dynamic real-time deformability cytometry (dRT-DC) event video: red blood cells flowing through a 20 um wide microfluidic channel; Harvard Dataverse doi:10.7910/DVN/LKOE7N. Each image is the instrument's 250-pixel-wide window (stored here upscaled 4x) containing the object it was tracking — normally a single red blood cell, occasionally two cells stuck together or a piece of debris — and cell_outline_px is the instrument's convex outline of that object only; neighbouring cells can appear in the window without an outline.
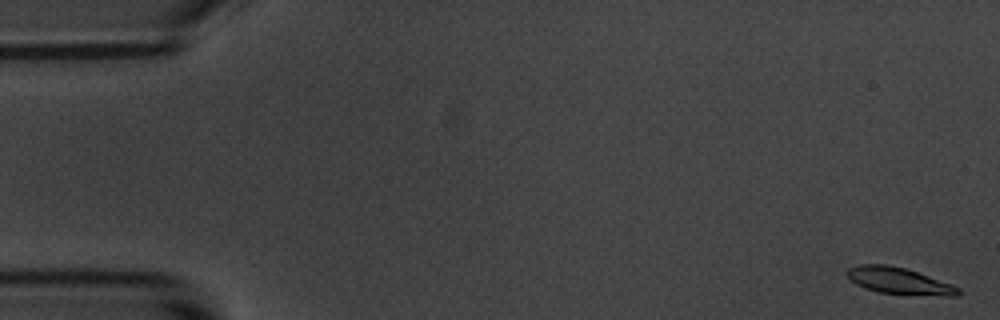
{"species": "common noctule bat (a hibernating species)", "species_latin": "Nyctalus noctula", "temperature_condition": "room temperature", "stored_images_in_passage": 6, "camera_frame_rate_fps": 3000, "um_per_image_px": 0.085, "animal": {"sex": "male", "body_mass_g": 20.1, "forearm_length_mm": 53.5}, "frame": {"image": 1, "passage_image": 1, "time_ms": 0.0, "image_size_px": [1000, 320], "cell_outline_px": [[960, 292], [956, 296], [948, 296], [880, 292], [864, 288], [856, 284], [848, 276], [848, 268], [860, 264], [888, 264], [904, 268], [916, 272], [960, 288]], "centroid_in_image_um": [76.38, 23.86], "position_along_channel_um": 8.6, "area_um2": 16.65}}
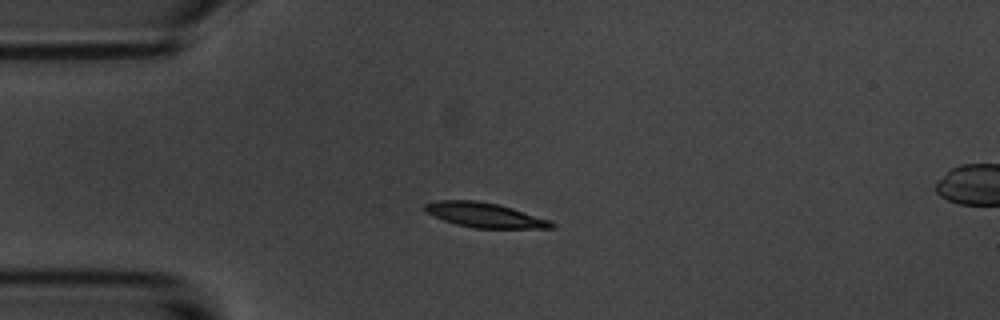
{"frame": {"image": 2, "passage_image": 5, "time_ms": 4.333, "image_size_px": [1000, 320], "cell_outline_px": [[556, 228], [476, 228], [456, 224], [444, 220], [424, 212], [424, 204], [440, 200], [476, 200], [496, 204], [512, 208], [552, 220], [556, 224]], "centroid_in_image_um": [41.23, 18.28], "position_along_channel_um": 43.8, "area_um2": 18.26}}